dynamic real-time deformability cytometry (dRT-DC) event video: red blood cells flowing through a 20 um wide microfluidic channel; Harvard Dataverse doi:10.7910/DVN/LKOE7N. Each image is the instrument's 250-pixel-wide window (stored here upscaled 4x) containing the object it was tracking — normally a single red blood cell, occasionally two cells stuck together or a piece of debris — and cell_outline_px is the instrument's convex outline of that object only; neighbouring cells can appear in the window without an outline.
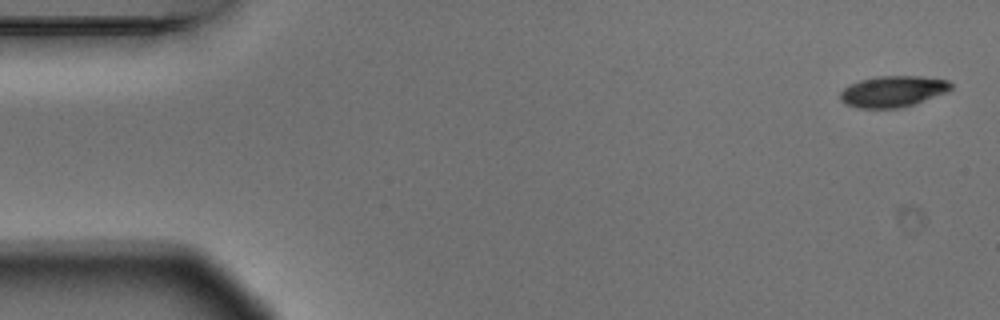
{"species": "Egyptian fruit bat (a non-hibernating species)", "species_latin": "Rousettus aegyptiacus", "temperature_condition": "warm", "stored_images_in_passage": 6, "camera_frame_rate_fps": 3000, "um_per_image_px": 0.085, "animal": {"sex": "male"}, "frame": {"image": 1, "passage_image": 1, "time_ms": 0.0, "image_size_px": [1000, 320], "cell_outline_px": [[952, 88], [948, 92], [900, 108], [856, 108], [844, 104], [840, 100], [840, 92], [844, 88], [860, 80], [876, 76], [920, 76], [948, 80], [952, 84]], "centroid_in_image_um": [75.88, 7.77], "position_along_channel_um": 9.1, "area_um2": 20.11}}
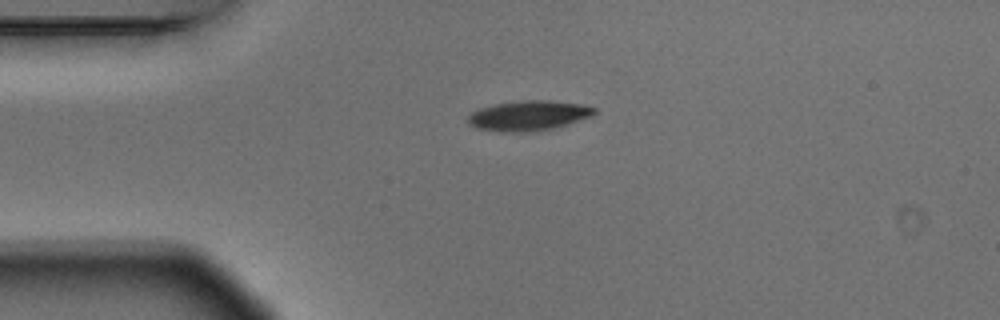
{"frame": {"image": 2, "passage_image": 4, "time_ms": 1.0, "image_size_px": [1000, 320], "cell_outline_px": [[596, 112], [592, 116], [552, 128], [532, 132], [500, 132], [476, 128], [468, 124], [468, 116], [472, 112], [480, 108], [496, 104], [520, 100], [548, 100], [580, 104], [596, 108]], "centroid_in_image_um": [44.9, 9.83], "position_along_channel_um": 40.1, "area_um2": 22.02}}
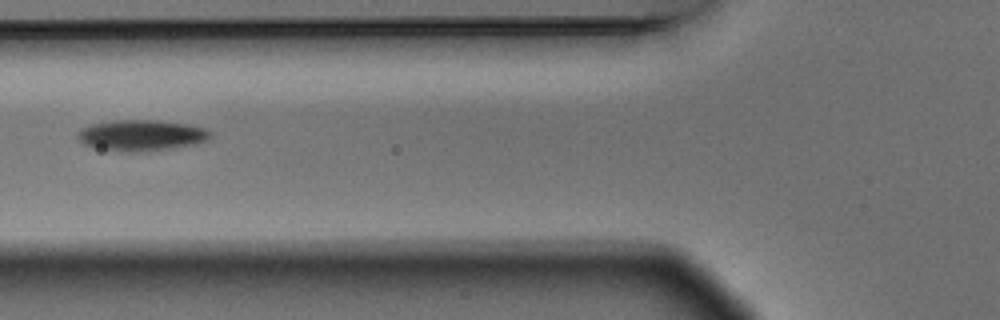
{"frame": {"image": 3, "passage_image": 6, "time_ms": 1.667, "image_size_px": [1000, 320], "cell_outline_px": [[212, 136], [196, 144], [168, 148], [132, 152], [124, 152], [92, 148], [84, 144], [76, 136], [84, 128], [96, 124], [116, 120], [156, 120], [184, 124], [204, 128], [212, 132]], "centroid_in_image_um": [12.01, 11.51], "position_along_channel_um": 113.8, "area_um2": 23.47}}